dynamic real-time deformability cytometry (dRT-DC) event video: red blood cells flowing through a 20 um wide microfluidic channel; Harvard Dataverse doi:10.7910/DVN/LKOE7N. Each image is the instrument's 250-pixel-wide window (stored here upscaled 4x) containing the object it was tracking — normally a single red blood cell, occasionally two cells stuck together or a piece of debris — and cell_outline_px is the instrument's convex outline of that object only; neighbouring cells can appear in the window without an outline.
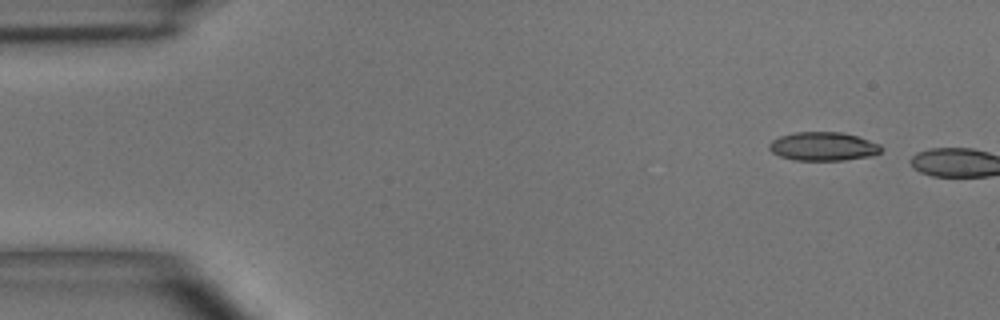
{"species": "common noctule bat (a hibernating species)", "species_latin": "Nyctalus noctula", "temperature_condition": "room temperature", "stored_images_in_passage": 2, "camera_frame_rate_fps": 3000, "um_per_image_px": 0.085, "animal": {"sex": "male", "body_mass_g": 15.6}, "frame": {"image": 1, "passage_image": 1, "time_ms": 0.0, "image_size_px": [1000, 320], "cell_outline_px": [[884, 148], [880, 152], [872, 156], [844, 160], [796, 160], [780, 156], [772, 152], [768, 148], [768, 144], [772, 140], [780, 136], [796, 132], [844, 132], [880, 144]], "centroid_in_image_um": [69.98, 12.44], "position_along_channel_um": 15.0, "area_um2": 18.73}}